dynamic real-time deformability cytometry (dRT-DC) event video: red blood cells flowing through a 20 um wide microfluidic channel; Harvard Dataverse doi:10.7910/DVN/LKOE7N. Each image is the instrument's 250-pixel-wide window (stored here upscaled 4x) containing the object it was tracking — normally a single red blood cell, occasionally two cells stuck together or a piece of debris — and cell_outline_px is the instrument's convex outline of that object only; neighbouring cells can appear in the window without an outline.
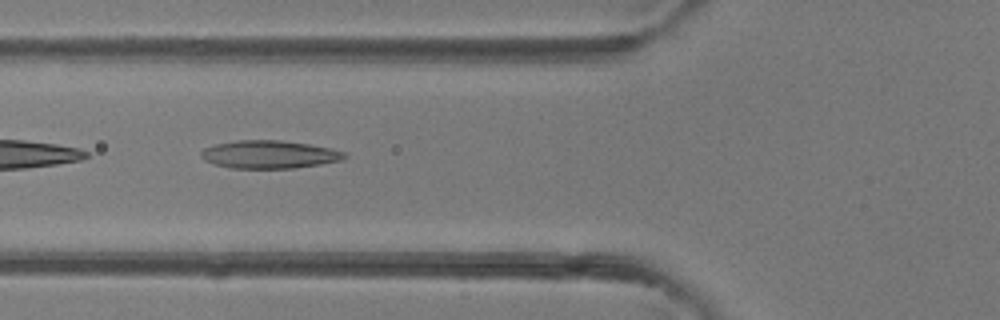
{"species": "common noctule bat (a hibernating species)", "species_latin": "Nyctalus noctula", "temperature_condition": "room temperature", "stored_images_in_passage": 5, "camera_frame_rate_fps": 3000, "um_per_image_px": 0.085, "animal": {"sex": "female"}, "frame": {"image": 1, "passage_image": 5, "time_ms": 4.333, "image_size_px": [1000, 320], "cell_outline_px": [[348, 156], [344, 160], [296, 168], [232, 168], [216, 164], [204, 160], [200, 156], [200, 152], [204, 148], [216, 144], [236, 140], [280, 140], [308, 144], [328, 148], [344, 152]], "centroid_in_image_um": [22.89, 13.13], "position_along_channel_um": 102.9, "area_um2": 23.29}}